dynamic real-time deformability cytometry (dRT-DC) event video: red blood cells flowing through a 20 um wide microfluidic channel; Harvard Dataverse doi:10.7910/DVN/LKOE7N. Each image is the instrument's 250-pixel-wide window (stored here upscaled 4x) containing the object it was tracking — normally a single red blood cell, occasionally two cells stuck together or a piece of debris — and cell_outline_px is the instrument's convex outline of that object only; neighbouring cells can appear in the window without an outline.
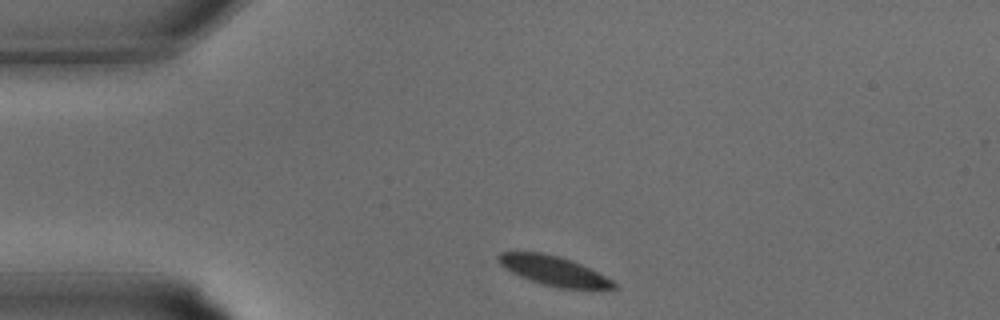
{"species": "common noctule bat (a hibernating species)", "species_latin": "Nyctalus noctula", "temperature_condition": "warm", "stored_images_in_passage": 16, "camera_frame_rate_fps": 3000, "um_per_image_px": 0.085, "animal": {"sex": "male", "body_mass_g": 15.6}, "frame": {"image": 1, "passage_image": 1, "time_ms": 0.0, "image_size_px": [1000, 320], "cell_outline_px": [[616, 288], [560, 288], [544, 284], [520, 276], [504, 268], [496, 260], [496, 256], [500, 252], [540, 252], [560, 256], [580, 264], [612, 280], [616, 284]], "centroid_in_image_um": [46.99, 22.99], "position_along_channel_um": 38.0, "area_um2": 19.36}}
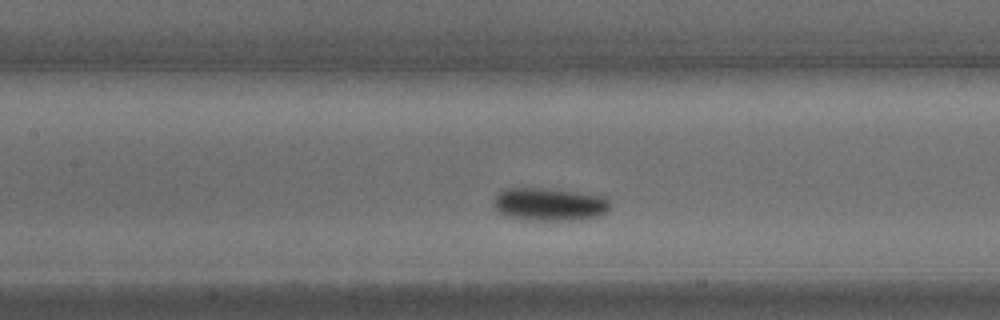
{"frame": {"image": 2, "passage_image": 9, "time_ms": 2.667, "image_size_px": [1000, 320], "cell_outline_px": [[612, 208], [608, 212], [600, 216], [580, 220], [532, 220], [504, 216], [492, 204], [496, 196], [500, 192], [508, 188], [544, 188], [576, 192], [604, 196], [612, 204]], "centroid_in_image_um": [46.76, 17.38], "position_along_channel_um": 160.6, "area_um2": 22.54}}
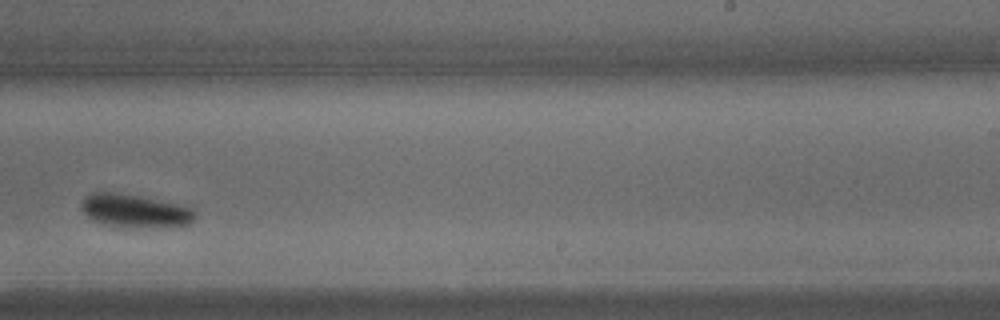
{"frame": {"image": 3, "passage_image": 15, "time_ms": 4.667, "image_size_px": [1000, 320], "cell_outline_px": [[196, 216], [188, 224], [168, 228], [140, 228], [100, 224], [92, 220], [80, 208], [80, 200], [84, 196], [92, 192], [112, 192], [140, 196], [192, 208], [196, 212]], "centroid_in_image_um": [11.43, 17.94], "position_along_channel_um": 277.6, "area_um2": 22.31}}